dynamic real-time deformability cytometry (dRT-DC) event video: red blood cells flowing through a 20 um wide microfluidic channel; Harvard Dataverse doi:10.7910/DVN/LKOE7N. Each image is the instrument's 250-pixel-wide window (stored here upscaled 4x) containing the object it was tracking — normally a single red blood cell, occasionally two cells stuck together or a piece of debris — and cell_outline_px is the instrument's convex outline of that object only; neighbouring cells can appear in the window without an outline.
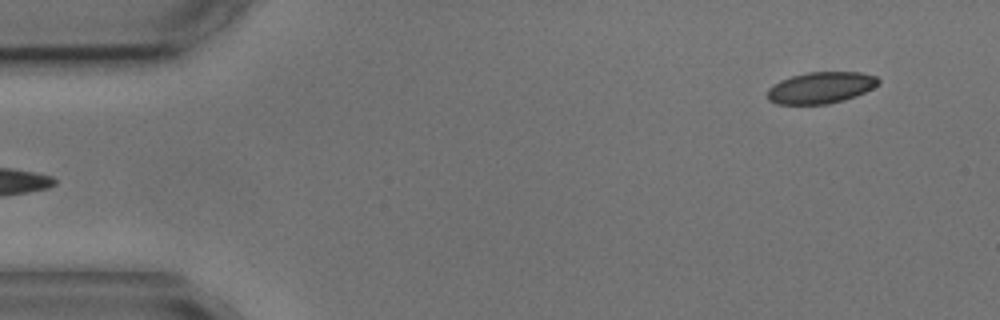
{"species": "common noctule bat (a hibernating species)", "species_latin": "Nyctalus noctula", "temperature_condition": "cold", "stored_images_in_passage": 4, "camera_frame_rate_fps": 3000, "um_per_image_px": 0.085, "animal": {"sex": "male", "body_mass_g": 17.9, "forearm_length_mm": 54.2}, "frame": {"image": 1, "passage_image": 4, "time_ms": 3.667, "image_size_px": [1000, 320], "cell_outline_px": [[880, 84], [864, 92], [844, 100], [828, 104], [776, 104], [768, 100], [768, 88], [772, 84], [780, 80], [792, 76], [808, 72], [860, 72], [876, 76], [880, 80]], "centroid_in_image_um": [69.76, 7.45], "position_along_channel_um": 15.2, "area_um2": 20.4}}